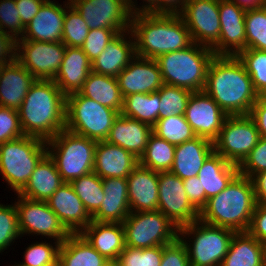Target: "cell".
<instances>
[{
	"mask_svg": "<svg viewBox=\"0 0 266 266\" xmlns=\"http://www.w3.org/2000/svg\"><path fill=\"white\" fill-rule=\"evenodd\" d=\"M203 91L227 115H249L259 96L237 56H214Z\"/></svg>",
	"mask_w": 266,
	"mask_h": 266,
	"instance_id": "6da1fadb",
	"label": "cell"
},
{
	"mask_svg": "<svg viewBox=\"0 0 266 266\" xmlns=\"http://www.w3.org/2000/svg\"><path fill=\"white\" fill-rule=\"evenodd\" d=\"M17 111L26 136L48 141L66 127V96L53 80L36 79Z\"/></svg>",
	"mask_w": 266,
	"mask_h": 266,
	"instance_id": "7a4b0ae2",
	"label": "cell"
},
{
	"mask_svg": "<svg viewBox=\"0 0 266 266\" xmlns=\"http://www.w3.org/2000/svg\"><path fill=\"white\" fill-rule=\"evenodd\" d=\"M130 30L134 36L136 56H158L189 47L190 31L179 14H132Z\"/></svg>",
	"mask_w": 266,
	"mask_h": 266,
	"instance_id": "3957f363",
	"label": "cell"
},
{
	"mask_svg": "<svg viewBox=\"0 0 266 266\" xmlns=\"http://www.w3.org/2000/svg\"><path fill=\"white\" fill-rule=\"evenodd\" d=\"M256 206L255 193L249 177L238 173L219 194L208 199L199 219L207 224L247 232Z\"/></svg>",
	"mask_w": 266,
	"mask_h": 266,
	"instance_id": "277c9868",
	"label": "cell"
},
{
	"mask_svg": "<svg viewBox=\"0 0 266 266\" xmlns=\"http://www.w3.org/2000/svg\"><path fill=\"white\" fill-rule=\"evenodd\" d=\"M214 56L211 48L193 42L185 49L162 54L155 60L164 84L199 92L205 87L209 64Z\"/></svg>",
	"mask_w": 266,
	"mask_h": 266,
	"instance_id": "5b68a950",
	"label": "cell"
},
{
	"mask_svg": "<svg viewBox=\"0 0 266 266\" xmlns=\"http://www.w3.org/2000/svg\"><path fill=\"white\" fill-rule=\"evenodd\" d=\"M46 144L47 153L64 182L70 183L93 172L97 141L64 129Z\"/></svg>",
	"mask_w": 266,
	"mask_h": 266,
	"instance_id": "8992f818",
	"label": "cell"
},
{
	"mask_svg": "<svg viewBox=\"0 0 266 266\" xmlns=\"http://www.w3.org/2000/svg\"><path fill=\"white\" fill-rule=\"evenodd\" d=\"M46 154V141L37 137L24 135L1 143L0 175L18 194Z\"/></svg>",
	"mask_w": 266,
	"mask_h": 266,
	"instance_id": "52a82bcc",
	"label": "cell"
},
{
	"mask_svg": "<svg viewBox=\"0 0 266 266\" xmlns=\"http://www.w3.org/2000/svg\"><path fill=\"white\" fill-rule=\"evenodd\" d=\"M235 233L231 229L213 226L198 219L179 228V239L186 246L190 266H221ZM190 234L193 235V241L189 243L193 244L185 240Z\"/></svg>",
	"mask_w": 266,
	"mask_h": 266,
	"instance_id": "ba28073f",
	"label": "cell"
},
{
	"mask_svg": "<svg viewBox=\"0 0 266 266\" xmlns=\"http://www.w3.org/2000/svg\"><path fill=\"white\" fill-rule=\"evenodd\" d=\"M119 113L80 92L66 96V127L77 135L105 141Z\"/></svg>",
	"mask_w": 266,
	"mask_h": 266,
	"instance_id": "9c48e42d",
	"label": "cell"
},
{
	"mask_svg": "<svg viewBox=\"0 0 266 266\" xmlns=\"http://www.w3.org/2000/svg\"><path fill=\"white\" fill-rule=\"evenodd\" d=\"M125 246H166L179 238V228L161 211L130 212L122 223Z\"/></svg>",
	"mask_w": 266,
	"mask_h": 266,
	"instance_id": "30bf717a",
	"label": "cell"
},
{
	"mask_svg": "<svg viewBox=\"0 0 266 266\" xmlns=\"http://www.w3.org/2000/svg\"><path fill=\"white\" fill-rule=\"evenodd\" d=\"M260 139L256 123L250 115H228L214 151L229 163L239 166Z\"/></svg>",
	"mask_w": 266,
	"mask_h": 266,
	"instance_id": "8fae6325",
	"label": "cell"
},
{
	"mask_svg": "<svg viewBox=\"0 0 266 266\" xmlns=\"http://www.w3.org/2000/svg\"><path fill=\"white\" fill-rule=\"evenodd\" d=\"M62 42L16 40L15 59L36 79L53 80L62 63Z\"/></svg>",
	"mask_w": 266,
	"mask_h": 266,
	"instance_id": "7c38bea8",
	"label": "cell"
},
{
	"mask_svg": "<svg viewBox=\"0 0 266 266\" xmlns=\"http://www.w3.org/2000/svg\"><path fill=\"white\" fill-rule=\"evenodd\" d=\"M15 206L21 235L37 234L63 243L71 233L62 224L47 201H34L18 195Z\"/></svg>",
	"mask_w": 266,
	"mask_h": 266,
	"instance_id": "4fadbf2b",
	"label": "cell"
},
{
	"mask_svg": "<svg viewBox=\"0 0 266 266\" xmlns=\"http://www.w3.org/2000/svg\"><path fill=\"white\" fill-rule=\"evenodd\" d=\"M220 0H187L179 16L190 31L192 41L213 48L219 41Z\"/></svg>",
	"mask_w": 266,
	"mask_h": 266,
	"instance_id": "5bb4252c",
	"label": "cell"
},
{
	"mask_svg": "<svg viewBox=\"0 0 266 266\" xmlns=\"http://www.w3.org/2000/svg\"><path fill=\"white\" fill-rule=\"evenodd\" d=\"M90 30L106 28L119 33L130 30L132 13L127 0H69Z\"/></svg>",
	"mask_w": 266,
	"mask_h": 266,
	"instance_id": "9a60e30c",
	"label": "cell"
},
{
	"mask_svg": "<svg viewBox=\"0 0 266 266\" xmlns=\"http://www.w3.org/2000/svg\"><path fill=\"white\" fill-rule=\"evenodd\" d=\"M158 210L178 228L199 219L200 212L190 203L183 181L170 171L159 172Z\"/></svg>",
	"mask_w": 266,
	"mask_h": 266,
	"instance_id": "2e32d148",
	"label": "cell"
},
{
	"mask_svg": "<svg viewBox=\"0 0 266 266\" xmlns=\"http://www.w3.org/2000/svg\"><path fill=\"white\" fill-rule=\"evenodd\" d=\"M228 115L204 91L192 92L185 112V118L196 136L214 142Z\"/></svg>",
	"mask_w": 266,
	"mask_h": 266,
	"instance_id": "e0dca14e",
	"label": "cell"
},
{
	"mask_svg": "<svg viewBox=\"0 0 266 266\" xmlns=\"http://www.w3.org/2000/svg\"><path fill=\"white\" fill-rule=\"evenodd\" d=\"M245 14L246 10L230 0H220V35L212 48L215 56H237L246 49Z\"/></svg>",
	"mask_w": 266,
	"mask_h": 266,
	"instance_id": "ac0fdd59",
	"label": "cell"
},
{
	"mask_svg": "<svg viewBox=\"0 0 266 266\" xmlns=\"http://www.w3.org/2000/svg\"><path fill=\"white\" fill-rule=\"evenodd\" d=\"M116 78L123 98L133 93L157 92L164 85L156 60L138 56Z\"/></svg>",
	"mask_w": 266,
	"mask_h": 266,
	"instance_id": "d6986e66",
	"label": "cell"
},
{
	"mask_svg": "<svg viewBox=\"0 0 266 266\" xmlns=\"http://www.w3.org/2000/svg\"><path fill=\"white\" fill-rule=\"evenodd\" d=\"M47 203L71 234L80 233L92 221L70 183L62 184Z\"/></svg>",
	"mask_w": 266,
	"mask_h": 266,
	"instance_id": "ffe728a7",
	"label": "cell"
},
{
	"mask_svg": "<svg viewBox=\"0 0 266 266\" xmlns=\"http://www.w3.org/2000/svg\"><path fill=\"white\" fill-rule=\"evenodd\" d=\"M66 5L46 0L17 40L62 42Z\"/></svg>",
	"mask_w": 266,
	"mask_h": 266,
	"instance_id": "44dd1931",
	"label": "cell"
},
{
	"mask_svg": "<svg viewBox=\"0 0 266 266\" xmlns=\"http://www.w3.org/2000/svg\"><path fill=\"white\" fill-rule=\"evenodd\" d=\"M158 176L149 168L138 164L126 178L131 212L158 210Z\"/></svg>",
	"mask_w": 266,
	"mask_h": 266,
	"instance_id": "7402d4cb",
	"label": "cell"
},
{
	"mask_svg": "<svg viewBox=\"0 0 266 266\" xmlns=\"http://www.w3.org/2000/svg\"><path fill=\"white\" fill-rule=\"evenodd\" d=\"M138 164L139 159L121 146L97 142L93 172L101 179L127 178Z\"/></svg>",
	"mask_w": 266,
	"mask_h": 266,
	"instance_id": "603a6c76",
	"label": "cell"
},
{
	"mask_svg": "<svg viewBox=\"0 0 266 266\" xmlns=\"http://www.w3.org/2000/svg\"><path fill=\"white\" fill-rule=\"evenodd\" d=\"M36 78L16 59L0 66V106L18 110Z\"/></svg>",
	"mask_w": 266,
	"mask_h": 266,
	"instance_id": "cb8c5ba5",
	"label": "cell"
},
{
	"mask_svg": "<svg viewBox=\"0 0 266 266\" xmlns=\"http://www.w3.org/2000/svg\"><path fill=\"white\" fill-rule=\"evenodd\" d=\"M125 35H128L129 40ZM130 38H134L131 30L119 33L92 61V72L117 77L136 57L135 40Z\"/></svg>",
	"mask_w": 266,
	"mask_h": 266,
	"instance_id": "d4e9b609",
	"label": "cell"
},
{
	"mask_svg": "<svg viewBox=\"0 0 266 266\" xmlns=\"http://www.w3.org/2000/svg\"><path fill=\"white\" fill-rule=\"evenodd\" d=\"M92 72V62L81 47L66 46L60 68L53 81L65 96L79 92L88 75Z\"/></svg>",
	"mask_w": 266,
	"mask_h": 266,
	"instance_id": "484cf974",
	"label": "cell"
},
{
	"mask_svg": "<svg viewBox=\"0 0 266 266\" xmlns=\"http://www.w3.org/2000/svg\"><path fill=\"white\" fill-rule=\"evenodd\" d=\"M152 133V126L119 114L113 121L105 141L121 146L139 159L143 155Z\"/></svg>",
	"mask_w": 266,
	"mask_h": 266,
	"instance_id": "4316f807",
	"label": "cell"
},
{
	"mask_svg": "<svg viewBox=\"0 0 266 266\" xmlns=\"http://www.w3.org/2000/svg\"><path fill=\"white\" fill-rule=\"evenodd\" d=\"M80 234L88 243L111 263H115L125 248L122 223L92 220Z\"/></svg>",
	"mask_w": 266,
	"mask_h": 266,
	"instance_id": "83f0119b",
	"label": "cell"
},
{
	"mask_svg": "<svg viewBox=\"0 0 266 266\" xmlns=\"http://www.w3.org/2000/svg\"><path fill=\"white\" fill-rule=\"evenodd\" d=\"M102 184L105 195L100 208L92 215V220L123 223L131 212L126 178H105Z\"/></svg>",
	"mask_w": 266,
	"mask_h": 266,
	"instance_id": "f1b7e54d",
	"label": "cell"
},
{
	"mask_svg": "<svg viewBox=\"0 0 266 266\" xmlns=\"http://www.w3.org/2000/svg\"><path fill=\"white\" fill-rule=\"evenodd\" d=\"M213 152L214 142L198 136L176 145L170 172L182 180L197 176L204 162Z\"/></svg>",
	"mask_w": 266,
	"mask_h": 266,
	"instance_id": "f546056e",
	"label": "cell"
},
{
	"mask_svg": "<svg viewBox=\"0 0 266 266\" xmlns=\"http://www.w3.org/2000/svg\"><path fill=\"white\" fill-rule=\"evenodd\" d=\"M65 182L48 153L36 165L25 187L17 194L34 201H48Z\"/></svg>",
	"mask_w": 266,
	"mask_h": 266,
	"instance_id": "4dcf8cb0",
	"label": "cell"
},
{
	"mask_svg": "<svg viewBox=\"0 0 266 266\" xmlns=\"http://www.w3.org/2000/svg\"><path fill=\"white\" fill-rule=\"evenodd\" d=\"M238 173L237 165L229 163L214 151L197 175L201 181L202 190H205V206L208 199L222 192Z\"/></svg>",
	"mask_w": 266,
	"mask_h": 266,
	"instance_id": "1f68e13d",
	"label": "cell"
},
{
	"mask_svg": "<svg viewBox=\"0 0 266 266\" xmlns=\"http://www.w3.org/2000/svg\"><path fill=\"white\" fill-rule=\"evenodd\" d=\"M221 266H266V246L248 232H237Z\"/></svg>",
	"mask_w": 266,
	"mask_h": 266,
	"instance_id": "d6a6232c",
	"label": "cell"
},
{
	"mask_svg": "<svg viewBox=\"0 0 266 266\" xmlns=\"http://www.w3.org/2000/svg\"><path fill=\"white\" fill-rule=\"evenodd\" d=\"M111 262L80 234H71L59 248L58 266H109Z\"/></svg>",
	"mask_w": 266,
	"mask_h": 266,
	"instance_id": "836d02e7",
	"label": "cell"
},
{
	"mask_svg": "<svg viewBox=\"0 0 266 266\" xmlns=\"http://www.w3.org/2000/svg\"><path fill=\"white\" fill-rule=\"evenodd\" d=\"M79 92L119 114L123 109L124 98L116 77L91 72Z\"/></svg>",
	"mask_w": 266,
	"mask_h": 266,
	"instance_id": "e575fe53",
	"label": "cell"
},
{
	"mask_svg": "<svg viewBox=\"0 0 266 266\" xmlns=\"http://www.w3.org/2000/svg\"><path fill=\"white\" fill-rule=\"evenodd\" d=\"M120 114L153 127L160 114L159 93H133L124 97L123 109Z\"/></svg>",
	"mask_w": 266,
	"mask_h": 266,
	"instance_id": "d590c367",
	"label": "cell"
},
{
	"mask_svg": "<svg viewBox=\"0 0 266 266\" xmlns=\"http://www.w3.org/2000/svg\"><path fill=\"white\" fill-rule=\"evenodd\" d=\"M176 146L152 133L139 164L155 172L170 171Z\"/></svg>",
	"mask_w": 266,
	"mask_h": 266,
	"instance_id": "8d00e7d4",
	"label": "cell"
},
{
	"mask_svg": "<svg viewBox=\"0 0 266 266\" xmlns=\"http://www.w3.org/2000/svg\"><path fill=\"white\" fill-rule=\"evenodd\" d=\"M84 207L92 216L101 206L104 198L102 179L91 172L70 182Z\"/></svg>",
	"mask_w": 266,
	"mask_h": 266,
	"instance_id": "74e56055",
	"label": "cell"
},
{
	"mask_svg": "<svg viewBox=\"0 0 266 266\" xmlns=\"http://www.w3.org/2000/svg\"><path fill=\"white\" fill-rule=\"evenodd\" d=\"M153 133L175 146L197 137L185 115L159 118L153 126Z\"/></svg>",
	"mask_w": 266,
	"mask_h": 266,
	"instance_id": "f35d334b",
	"label": "cell"
},
{
	"mask_svg": "<svg viewBox=\"0 0 266 266\" xmlns=\"http://www.w3.org/2000/svg\"><path fill=\"white\" fill-rule=\"evenodd\" d=\"M252 80L259 96L266 93V51L245 49L237 55Z\"/></svg>",
	"mask_w": 266,
	"mask_h": 266,
	"instance_id": "ab89813d",
	"label": "cell"
},
{
	"mask_svg": "<svg viewBox=\"0 0 266 266\" xmlns=\"http://www.w3.org/2000/svg\"><path fill=\"white\" fill-rule=\"evenodd\" d=\"M157 92L160 95L159 118L185 115L191 90L164 84Z\"/></svg>",
	"mask_w": 266,
	"mask_h": 266,
	"instance_id": "60d3db41",
	"label": "cell"
},
{
	"mask_svg": "<svg viewBox=\"0 0 266 266\" xmlns=\"http://www.w3.org/2000/svg\"><path fill=\"white\" fill-rule=\"evenodd\" d=\"M246 49L266 51V6L246 10Z\"/></svg>",
	"mask_w": 266,
	"mask_h": 266,
	"instance_id": "b9f144b4",
	"label": "cell"
},
{
	"mask_svg": "<svg viewBox=\"0 0 266 266\" xmlns=\"http://www.w3.org/2000/svg\"><path fill=\"white\" fill-rule=\"evenodd\" d=\"M89 30L87 23L68 0L62 32V43L69 47H81Z\"/></svg>",
	"mask_w": 266,
	"mask_h": 266,
	"instance_id": "7bdbcfd3",
	"label": "cell"
},
{
	"mask_svg": "<svg viewBox=\"0 0 266 266\" xmlns=\"http://www.w3.org/2000/svg\"><path fill=\"white\" fill-rule=\"evenodd\" d=\"M60 245L57 241L56 247L46 241L31 244L24 252L25 262L13 266H58Z\"/></svg>",
	"mask_w": 266,
	"mask_h": 266,
	"instance_id": "ee69618b",
	"label": "cell"
},
{
	"mask_svg": "<svg viewBox=\"0 0 266 266\" xmlns=\"http://www.w3.org/2000/svg\"><path fill=\"white\" fill-rule=\"evenodd\" d=\"M162 246L151 248H133L125 246L115 262L118 266H160Z\"/></svg>",
	"mask_w": 266,
	"mask_h": 266,
	"instance_id": "f6af8a7d",
	"label": "cell"
},
{
	"mask_svg": "<svg viewBox=\"0 0 266 266\" xmlns=\"http://www.w3.org/2000/svg\"><path fill=\"white\" fill-rule=\"evenodd\" d=\"M19 236L22 237L15 203L6 206L0 204V252L6 250Z\"/></svg>",
	"mask_w": 266,
	"mask_h": 266,
	"instance_id": "bcb514c9",
	"label": "cell"
},
{
	"mask_svg": "<svg viewBox=\"0 0 266 266\" xmlns=\"http://www.w3.org/2000/svg\"><path fill=\"white\" fill-rule=\"evenodd\" d=\"M18 11L15 0H0V31L11 35L14 40L21 38L25 30Z\"/></svg>",
	"mask_w": 266,
	"mask_h": 266,
	"instance_id": "7dc6e473",
	"label": "cell"
},
{
	"mask_svg": "<svg viewBox=\"0 0 266 266\" xmlns=\"http://www.w3.org/2000/svg\"><path fill=\"white\" fill-rule=\"evenodd\" d=\"M118 34L119 32L115 29L99 28L89 30L81 48L92 62Z\"/></svg>",
	"mask_w": 266,
	"mask_h": 266,
	"instance_id": "c3c4849f",
	"label": "cell"
},
{
	"mask_svg": "<svg viewBox=\"0 0 266 266\" xmlns=\"http://www.w3.org/2000/svg\"><path fill=\"white\" fill-rule=\"evenodd\" d=\"M239 173L251 178L253 175L266 171V139H259L243 162L238 166Z\"/></svg>",
	"mask_w": 266,
	"mask_h": 266,
	"instance_id": "681fc988",
	"label": "cell"
},
{
	"mask_svg": "<svg viewBox=\"0 0 266 266\" xmlns=\"http://www.w3.org/2000/svg\"><path fill=\"white\" fill-rule=\"evenodd\" d=\"M22 136L18 111L0 106V144Z\"/></svg>",
	"mask_w": 266,
	"mask_h": 266,
	"instance_id": "f907efd6",
	"label": "cell"
},
{
	"mask_svg": "<svg viewBox=\"0 0 266 266\" xmlns=\"http://www.w3.org/2000/svg\"><path fill=\"white\" fill-rule=\"evenodd\" d=\"M160 266H190L186 246L179 238L171 244L162 246Z\"/></svg>",
	"mask_w": 266,
	"mask_h": 266,
	"instance_id": "816d5d0a",
	"label": "cell"
},
{
	"mask_svg": "<svg viewBox=\"0 0 266 266\" xmlns=\"http://www.w3.org/2000/svg\"><path fill=\"white\" fill-rule=\"evenodd\" d=\"M247 232L266 246V205L256 204Z\"/></svg>",
	"mask_w": 266,
	"mask_h": 266,
	"instance_id": "f5cc1de1",
	"label": "cell"
},
{
	"mask_svg": "<svg viewBox=\"0 0 266 266\" xmlns=\"http://www.w3.org/2000/svg\"><path fill=\"white\" fill-rule=\"evenodd\" d=\"M190 203L200 212L205 207V190L198 176L182 180Z\"/></svg>",
	"mask_w": 266,
	"mask_h": 266,
	"instance_id": "db71d44e",
	"label": "cell"
},
{
	"mask_svg": "<svg viewBox=\"0 0 266 266\" xmlns=\"http://www.w3.org/2000/svg\"><path fill=\"white\" fill-rule=\"evenodd\" d=\"M16 8L19 10L21 23L24 27L38 13V10L46 0H15Z\"/></svg>",
	"mask_w": 266,
	"mask_h": 266,
	"instance_id": "11a10c76",
	"label": "cell"
},
{
	"mask_svg": "<svg viewBox=\"0 0 266 266\" xmlns=\"http://www.w3.org/2000/svg\"><path fill=\"white\" fill-rule=\"evenodd\" d=\"M256 123L260 137L266 139V98L258 96L249 114Z\"/></svg>",
	"mask_w": 266,
	"mask_h": 266,
	"instance_id": "9f6ffc18",
	"label": "cell"
},
{
	"mask_svg": "<svg viewBox=\"0 0 266 266\" xmlns=\"http://www.w3.org/2000/svg\"><path fill=\"white\" fill-rule=\"evenodd\" d=\"M16 40L11 35L0 31V65L15 59Z\"/></svg>",
	"mask_w": 266,
	"mask_h": 266,
	"instance_id": "6f0895ef",
	"label": "cell"
},
{
	"mask_svg": "<svg viewBox=\"0 0 266 266\" xmlns=\"http://www.w3.org/2000/svg\"><path fill=\"white\" fill-rule=\"evenodd\" d=\"M256 204L266 205V171L257 173L251 178Z\"/></svg>",
	"mask_w": 266,
	"mask_h": 266,
	"instance_id": "680465c9",
	"label": "cell"
},
{
	"mask_svg": "<svg viewBox=\"0 0 266 266\" xmlns=\"http://www.w3.org/2000/svg\"><path fill=\"white\" fill-rule=\"evenodd\" d=\"M186 1L187 0H157V14H179Z\"/></svg>",
	"mask_w": 266,
	"mask_h": 266,
	"instance_id": "91938a15",
	"label": "cell"
},
{
	"mask_svg": "<svg viewBox=\"0 0 266 266\" xmlns=\"http://www.w3.org/2000/svg\"><path fill=\"white\" fill-rule=\"evenodd\" d=\"M144 1L146 2V4L142 5V7L139 8V6H137V4L133 2V0H127L128 7H129L131 13L132 14H136V13H154V14H157V0H144Z\"/></svg>",
	"mask_w": 266,
	"mask_h": 266,
	"instance_id": "94428289",
	"label": "cell"
},
{
	"mask_svg": "<svg viewBox=\"0 0 266 266\" xmlns=\"http://www.w3.org/2000/svg\"><path fill=\"white\" fill-rule=\"evenodd\" d=\"M244 10L266 6V0H230Z\"/></svg>",
	"mask_w": 266,
	"mask_h": 266,
	"instance_id": "6125c7cd",
	"label": "cell"
}]
</instances>
